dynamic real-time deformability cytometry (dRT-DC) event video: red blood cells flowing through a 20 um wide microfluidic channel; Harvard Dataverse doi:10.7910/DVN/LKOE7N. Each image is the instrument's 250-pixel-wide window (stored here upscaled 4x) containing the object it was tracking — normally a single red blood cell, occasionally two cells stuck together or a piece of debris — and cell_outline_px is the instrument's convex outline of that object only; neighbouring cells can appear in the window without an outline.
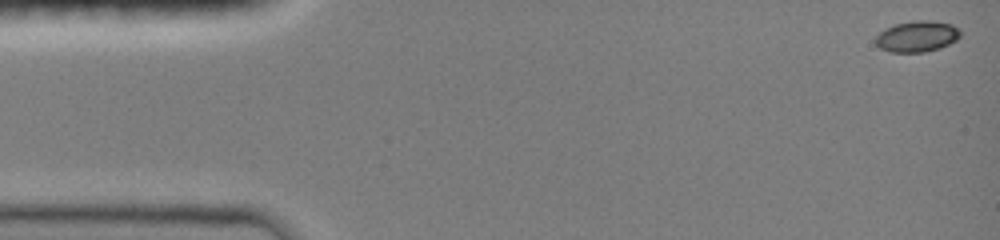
{"species": "common noctule bat (a hibernating species)", "species_latin": "Nyctalus noctula", "temperature_condition": "room temperature", "stored_images_in_passage": 47, "camera_frame_rate_fps": 3000, "um_per_image_px": 0.085, "animal": {"sex": "female", "body_mass_g": 19.0, "forearm_length_mm": 51.5}, "frame": {"image": 1, "passage_image": 1, "time_ms": 0.0, "image_size_px": [1000, 240], "cell_outline_px": [[960, 36], [956, 40], [940, 48], [924, 52], [892, 52], [880, 48], [876, 44], [876, 36], [880, 32], [896, 24], [916, 20], [928, 20], [952, 24], [960, 28]], "centroid_in_image_um": [77.98, 3.09], "position_along_channel_um": 7.0, "area_um2": 15.2}}
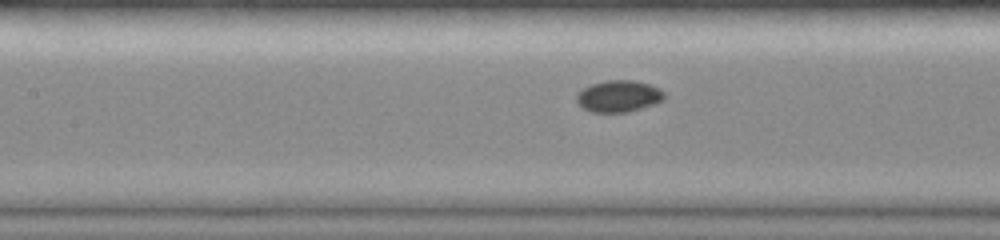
{"frame": {"image": 2, "passage_image": 21, "time_ms": 6.667, "image_size_px": [1000, 240], "cell_outline_px": [[664, 100], [628, 112], [592, 112], [584, 108], [576, 100], [576, 92], [592, 84], [604, 80], [632, 80], [648, 84], [660, 88], [664, 92]], "centroid_in_image_um": [52.57, 8.16], "position_along_channel_um": 154.8, "area_um2": 16.07}}
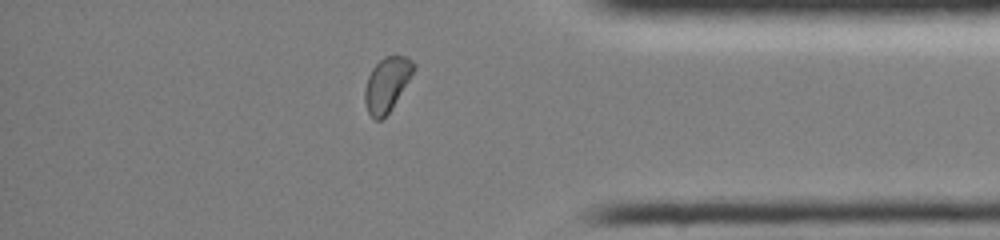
{"frame": {"image": 3, "passage_image": 40, "time_ms": 13.0, "image_size_px": [1000, 240], "cell_outline_px": [[416, 68], [392, 108], [380, 120], [376, 120], [368, 112], [364, 100], [364, 88], [368, 76], [372, 68], [384, 56], [408, 56], [416, 64]], "centroid_in_image_um": [32.89, 7.14], "position_along_channel_um": 402.3, "area_um2": 15.37}, "authors_computed_cell_mechanics": {"area_um2": 15.4326, "velocity_mm_per_s": 4.0541, "shape_relaxation_time_tau1_ms": null, "shape_relaxation_time_tau2_ms": 5.9688, "deformation_change_tau1": null, "deformation_change_tau2": 0.0449}}